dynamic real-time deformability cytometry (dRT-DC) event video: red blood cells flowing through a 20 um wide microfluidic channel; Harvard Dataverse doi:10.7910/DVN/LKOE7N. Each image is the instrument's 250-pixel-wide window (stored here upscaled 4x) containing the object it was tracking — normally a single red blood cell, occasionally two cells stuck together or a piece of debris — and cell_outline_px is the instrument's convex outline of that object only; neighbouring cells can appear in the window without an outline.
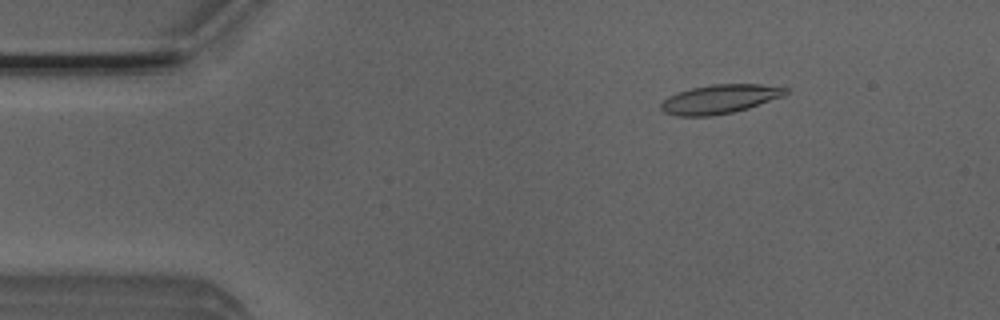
{"species": "Egyptian fruit bat (a non-hibernating species)", "species_latin": "Rousettus aegyptiacus", "temperature_condition": "room temperature", "stored_images_in_passage": 4, "camera_frame_rate_fps": 3000, "um_per_image_px": 0.085, "animal": {"sex": "male"}, "frame": {"image": 1, "passage_image": 2, "time_ms": 0.333, "image_size_px": [1000, 320], "cell_outline_px": [[788, 92], [784, 96], [748, 108], [732, 112], [712, 116], [676, 116], [664, 112], [660, 108], [660, 104], [668, 96], [676, 92], [692, 88], [712, 84], [760, 84], [788, 88]], "centroid_in_image_um": [61.16, 8.42], "position_along_channel_um": 23.8, "area_um2": 21.1}}